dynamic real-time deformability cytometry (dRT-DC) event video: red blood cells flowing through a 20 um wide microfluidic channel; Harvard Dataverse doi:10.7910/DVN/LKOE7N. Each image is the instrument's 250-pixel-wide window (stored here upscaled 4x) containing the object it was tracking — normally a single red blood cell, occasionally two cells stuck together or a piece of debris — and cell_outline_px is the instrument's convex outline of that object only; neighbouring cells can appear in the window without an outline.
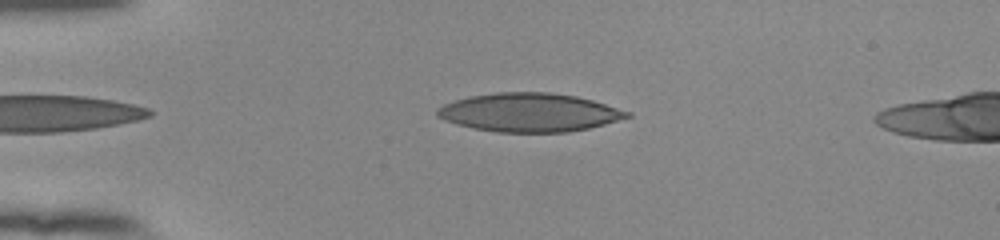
{"species": "human", "species_latin": "Homo sapiens", "temperature_condition": "room temperature", "stored_images_in_passage": 28, "camera_frame_rate_fps": 3000, "um_per_image_px": 0.085, "donor": {"sex": "female"}, "frame": {"image": 1, "passage_image": 3, "time_ms": 0.667, "image_size_px": [1000, 240], "cell_outline_px": [[632, 116], [604, 124], [588, 128], [568, 132], [496, 132], [472, 128], [456, 124], [444, 120], [436, 116], [436, 108], [444, 104], [468, 96], [496, 92], [548, 92], [576, 96], [592, 100], [632, 112]], "centroid_in_image_um": [44.97, 9.56], "position_along_channel_um": 40.0, "area_um2": 42.77}}
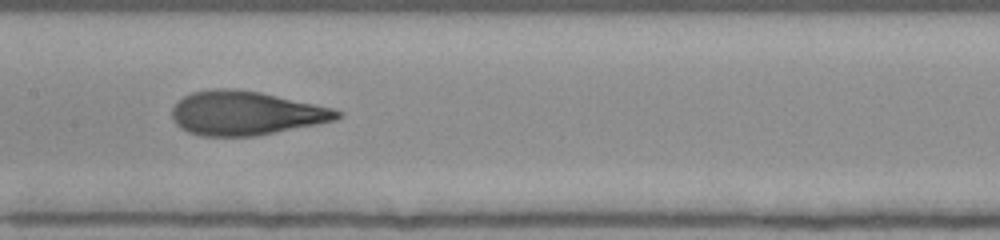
{"frame": {"image": 2, "passage_image": 17, "time_ms": 5.333, "image_size_px": [1000, 240], "cell_outline_px": [[344, 116], [336, 120], [256, 136], [200, 136], [188, 132], [180, 128], [176, 124], [172, 116], [172, 108], [184, 96], [192, 92], [216, 88], [232, 88], [260, 92], [332, 108], [344, 112]], "centroid_in_image_um": [20.89, 9.62], "position_along_channel_um": 186.5, "area_um2": 42.25}}
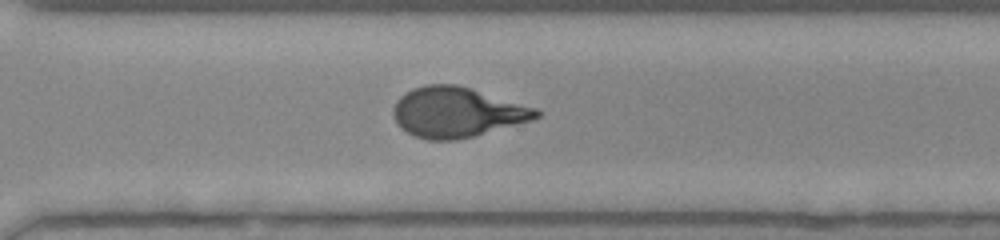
{"frame": {"image": 3, "passage_image": 28, "time_ms": 9.0, "image_size_px": [1000, 240], "cell_outline_px": [[540, 116], [532, 120], [472, 136], [456, 140], [428, 140], [416, 136], [400, 128], [396, 124], [392, 112], [396, 100], [400, 96], [412, 88], [428, 84], [456, 84], [536, 108], [540, 112]], "centroid_in_image_um": [38.78, 9.54], "position_along_channel_um": 331.8, "area_um2": 41.38}}